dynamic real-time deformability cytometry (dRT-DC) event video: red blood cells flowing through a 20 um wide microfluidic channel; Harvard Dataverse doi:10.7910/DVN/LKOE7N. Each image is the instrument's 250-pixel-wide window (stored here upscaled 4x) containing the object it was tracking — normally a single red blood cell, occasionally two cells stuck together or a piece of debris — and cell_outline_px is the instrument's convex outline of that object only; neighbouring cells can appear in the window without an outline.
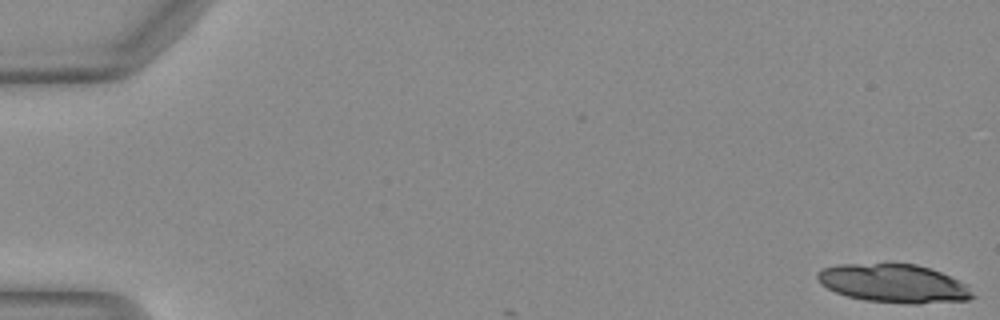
{"species": "Egyptian fruit bat (a non-hibernating species)", "species_latin": "Rousettus aegyptiacus", "temperature_condition": "warm", "stored_images_in_passage": 29, "camera_frame_rate_fps": 3000, "um_per_image_px": 0.085, "animal": {"sex": "female"}, "frame": {"image": 1, "passage_image": 1, "time_ms": 0.0, "image_size_px": [1000, 320], "cell_outline_px": [[976, 296], [968, 300], [916, 304], [912, 304], [864, 300], [848, 296], [836, 292], [820, 284], [816, 276], [816, 272], [824, 268], [836, 264], [888, 260], [892, 260], [916, 264], [940, 272], [964, 284]], "centroid_in_image_um": [75.89, 24.04], "position_along_channel_um": 9.1, "area_um2": 35.66}}
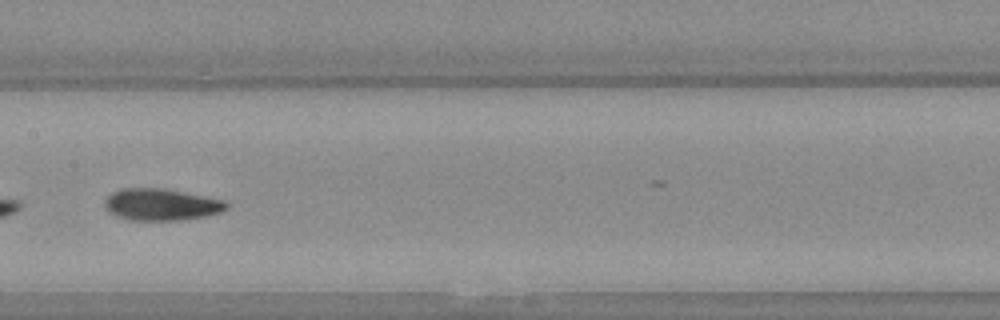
{"frame": {"image": 2, "passage_image": 27, "time_ms": 8.667, "image_size_px": [1000, 320], "cell_outline_px": [[228, 208], [220, 212], [204, 216], [184, 220], [128, 220], [116, 216], [108, 212], [104, 208], [104, 200], [112, 192], [124, 188], [164, 188], [224, 200], [228, 204]], "centroid_in_image_um": [13.67, 17.39], "position_along_channel_um": 193.7, "area_um2": 22.66}}